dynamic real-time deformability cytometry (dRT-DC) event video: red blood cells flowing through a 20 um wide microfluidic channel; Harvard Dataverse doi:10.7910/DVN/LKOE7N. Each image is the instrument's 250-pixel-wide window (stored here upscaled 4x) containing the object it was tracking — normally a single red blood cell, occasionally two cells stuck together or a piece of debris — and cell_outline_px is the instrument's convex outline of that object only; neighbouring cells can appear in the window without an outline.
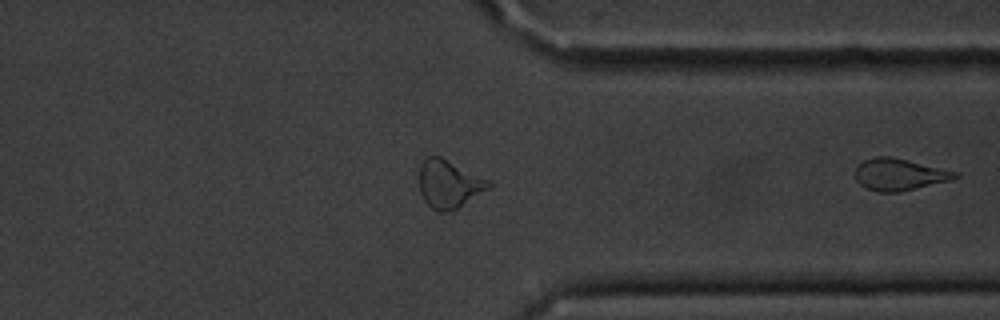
{"species": "common noctule bat (a hibernating species)", "species_latin": "Nyctalus noctula", "temperature_condition": "cold", "stored_images_in_passage": 27, "segment_of_instrument_passage": [2, 2], "camera_frame_rate_fps": 3000, "um_per_image_px": 0.085, "animal": {"sex": "male", "body_mass_g": 20.1, "forearm_length_mm": 53.5}, "frame": {"image": 1, "passage_image": 27, "time_ms": 8.667, "image_size_px": [1000, 320], "cell_outline_px": [[960, 176], [952, 180], [900, 192], [876, 192], [864, 188], [856, 180], [856, 164], [864, 160], [876, 156], [892, 156], [960, 172]], "centroid_in_image_um": [76.45, 14.83], "position_along_channel_um": 334.9, "area_um2": 18.9}}